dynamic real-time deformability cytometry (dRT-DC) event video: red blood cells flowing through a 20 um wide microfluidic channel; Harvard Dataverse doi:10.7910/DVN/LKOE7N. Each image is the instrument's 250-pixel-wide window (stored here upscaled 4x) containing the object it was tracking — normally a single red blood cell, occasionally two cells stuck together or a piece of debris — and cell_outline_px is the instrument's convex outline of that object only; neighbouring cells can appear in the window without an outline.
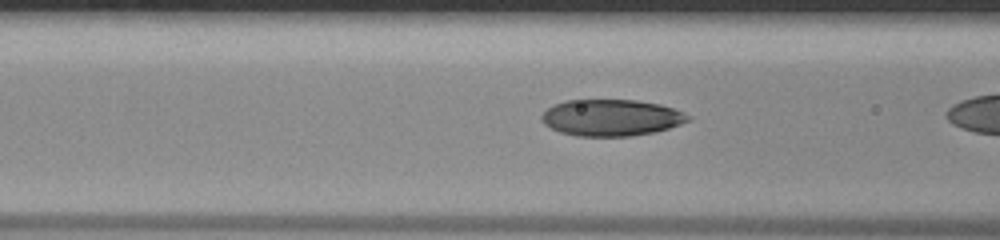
{"species": "human", "species_latin": "Homo sapiens", "temperature_condition": "room temperature", "stored_images_in_passage": 37, "camera_frame_rate_fps": 3000, "um_per_image_px": 0.085, "donor": {"sex": "male"}, "frame": {"image": 1, "passage_image": 18, "time_ms": 5.667, "image_size_px": [1000, 240], "cell_outline_px": [[692, 120], [656, 132], [632, 136], [576, 136], [560, 132], [544, 124], [540, 120], [540, 116], [552, 104], [564, 100], [636, 100], [660, 104], [672, 108], [692, 116]], "centroid_in_image_um": [51.95, 10.0], "position_along_channel_um": 114.7, "area_um2": 31.39}}
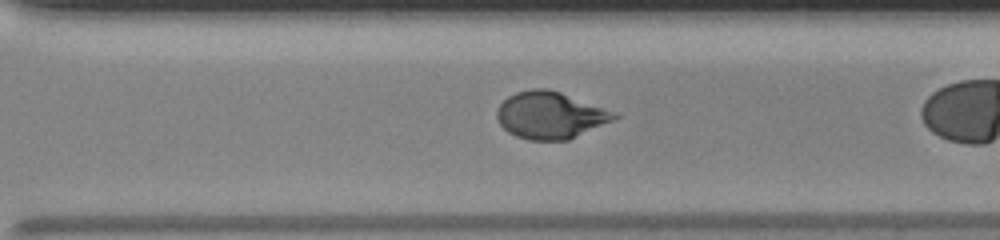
{"frame": {"image": 2, "passage_image": 33, "time_ms": 10.667, "image_size_px": [1000, 240], "cell_outline_px": [[620, 116], [612, 120], [568, 140], [528, 140], [516, 136], [508, 132], [500, 124], [496, 116], [496, 112], [500, 104], [508, 96], [516, 92], [532, 88], [548, 88], [560, 92], [616, 112]], "centroid_in_image_um": [46.74, 9.79], "position_along_channel_um": 323.9, "area_um2": 31.91}}
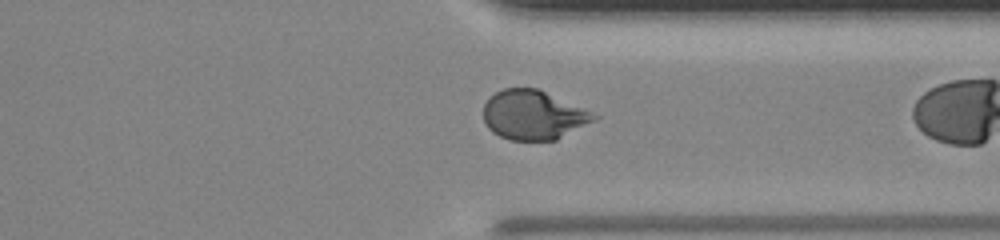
{"frame": {"image": 3, "passage_image": 36, "time_ms": 11.667, "image_size_px": [1000, 240], "cell_outline_px": [[600, 116], [596, 120], [556, 140], [508, 140], [492, 132], [488, 128], [484, 120], [484, 104], [488, 96], [504, 88], [536, 88]], "centroid_in_image_um": [45.3, 9.78], "position_along_channel_um": 366.1, "area_um2": 31.56}}